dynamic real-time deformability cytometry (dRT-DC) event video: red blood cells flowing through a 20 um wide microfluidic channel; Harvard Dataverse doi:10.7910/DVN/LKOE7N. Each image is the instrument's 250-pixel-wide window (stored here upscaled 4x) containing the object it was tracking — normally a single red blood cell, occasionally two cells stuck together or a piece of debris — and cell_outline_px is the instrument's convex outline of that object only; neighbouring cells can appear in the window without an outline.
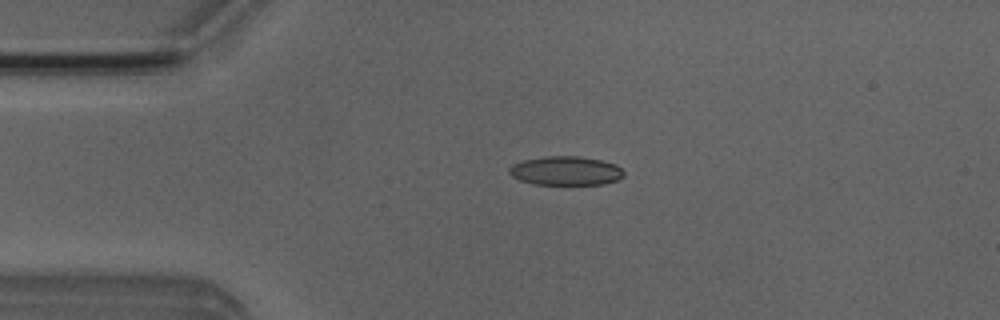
{"species": "Egyptian fruit bat (a non-hibernating species)", "species_latin": "Rousettus aegyptiacus", "temperature_condition": "room temperature", "stored_images_in_passage": 4, "camera_frame_rate_fps": 3000, "um_per_image_px": 0.085, "animal": {"sex": "male"}, "frame": {"image": 1, "passage_image": 3, "time_ms": 2.333, "image_size_px": [1000, 320], "cell_outline_px": [[624, 176], [616, 180], [604, 184], [532, 184], [520, 180], [512, 176], [508, 172], [508, 168], [512, 164], [524, 160], [544, 156], [576, 156], [600, 160], [616, 164], [624, 172]], "centroid_in_image_um": [48.06, 14.51], "position_along_channel_um": 36.9, "area_um2": 19.31}}